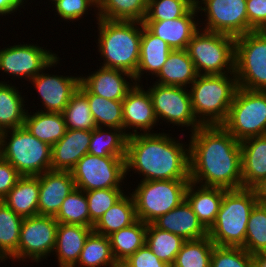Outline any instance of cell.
I'll list each match as a JSON object with an SVG mask.
<instances>
[{
	"mask_svg": "<svg viewBox=\"0 0 266 267\" xmlns=\"http://www.w3.org/2000/svg\"><path fill=\"white\" fill-rule=\"evenodd\" d=\"M234 74L239 88L266 91V31L235 37Z\"/></svg>",
	"mask_w": 266,
	"mask_h": 267,
	"instance_id": "cell-10",
	"label": "cell"
},
{
	"mask_svg": "<svg viewBox=\"0 0 266 267\" xmlns=\"http://www.w3.org/2000/svg\"><path fill=\"white\" fill-rule=\"evenodd\" d=\"M130 195V196H129ZM138 220L134 200L130 191L109 208L94 224L93 231L109 236Z\"/></svg>",
	"mask_w": 266,
	"mask_h": 267,
	"instance_id": "cell-31",
	"label": "cell"
},
{
	"mask_svg": "<svg viewBox=\"0 0 266 267\" xmlns=\"http://www.w3.org/2000/svg\"><path fill=\"white\" fill-rule=\"evenodd\" d=\"M214 246L209 236L185 240L171 267H210Z\"/></svg>",
	"mask_w": 266,
	"mask_h": 267,
	"instance_id": "cell-39",
	"label": "cell"
},
{
	"mask_svg": "<svg viewBox=\"0 0 266 267\" xmlns=\"http://www.w3.org/2000/svg\"><path fill=\"white\" fill-rule=\"evenodd\" d=\"M198 73L186 49L172 50L156 78L155 83L165 86L188 88L196 79Z\"/></svg>",
	"mask_w": 266,
	"mask_h": 267,
	"instance_id": "cell-27",
	"label": "cell"
},
{
	"mask_svg": "<svg viewBox=\"0 0 266 267\" xmlns=\"http://www.w3.org/2000/svg\"><path fill=\"white\" fill-rule=\"evenodd\" d=\"M198 13L197 7L194 5L182 17L164 21H144L143 23L155 36L165 41L172 50H184L200 29Z\"/></svg>",
	"mask_w": 266,
	"mask_h": 267,
	"instance_id": "cell-18",
	"label": "cell"
},
{
	"mask_svg": "<svg viewBox=\"0 0 266 267\" xmlns=\"http://www.w3.org/2000/svg\"><path fill=\"white\" fill-rule=\"evenodd\" d=\"M74 188L71 171L49 170L39 175L38 215L55 216Z\"/></svg>",
	"mask_w": 266,
	"mask_h": 267,
	"instance_id": "cell-20",
	"label": "cell"
},
{
	"mask_svg": "<svg viewBox=\"0 0 266 267\" xmlns=\"http://www.w3.org/2000/svg\"><path fill=\"white\" fill-rule=\"evenodd\" d=\"M39 44L24 43L4 47L0 50V70L14 79L30 81L46 68L58 55ZM51 51V52H50Z\"/></svg>",
	"mask_w": 266,
	"mask_h": 267,
	"instance_id": "cell-15",
	"label": "cell"
},
{
	"mask_svg": "<svg viewBox=\"0 0 266 267\" xmlns=\"http://www.w3.org/2000/svg\"><path fill=\"white\" fill-rule=\"evenodd\" d=\"M31 114V115H30ZM24 126L37 139L47 143L51 147L65 134L66 125L62 113L37 111L28 112Z\"/></svg>",
	"mask_w": 266,
	"mask_h": 267,
	"instance_id": "cell-30",
	"label": "cell"
},
{
	"mask_svg": "<svg viewBox=\"0 0 266 267\" xmlns=\"http://www.w3.org/2000/svg\"><path fill=\"white\" fill-rule=\"evenodd\" d=\"M91 130H68L52 146L51 170L71 171L77 162L88 153Z\"/></svg>",
	"mask_w": 266,
	"mask_h": 267,
	"instance_id": "cell-21",
	"label": "cell"
},
{
	"mask_svg": "<svg viewBox=\"0 0 266 267\" xmlns=\"http://www.w3.org/2000/svg\"><path fill=\"white\" fill-rule=\"evenodd\" d=\"M254 255L266 252V206L257 203L252 209L247 223L245 244L242 246Z\"/></svg>",
	"mask_w": 266,
	"mask_h": 267,
	"instance_id": "cell-42",
	"label": "cell"
},
{
	"mask_svg": "<svg viewBox=\"0 0 266 267\" xmlns=\"http://www.w3.org/2000/svg\"><path fill=\"white\" fill-rule=\"evenodd\" d=\"M149 0H98V18L144 22Z\"/></svg>",
	"mask_w": 266,
	"mask_h": 267,
	"instance_id": "cell-36",
	"label": "cell"
},
{
	"mask_svg": "<svg viewBox=\"0 0 266 267\" xmlns=\"http://www.w3.org/2000/svg\"><path fill=\"white\" fill-rule=\"evenodd\" d=\"M78 89L87 97L97 127L123 130L122 101L108 100L92 94L81 82Z\"/></svg>",
	"mask_w": 266,
	"mask_h": 267,
	"instance_id": "cell-33",
	"label": "cell"
},
{
	"mask_svg": "<svg viewBox=\"0 0 266 267\" xmlns=\"http://www.w3.org/2000/svg\"><path fill=\"white\" fill-rule=\"evenodd\" d=\"M189 135L191 182L227 190L243 188L239 141L222 125L200 126Z\"/></svg>",
	"mask_w": 266,
	"mask_h": 267,
	"instance_id": "cell-1",
	"label": "cell"
},
{
	"mask_svg": "<svg viewBox=\"0 0 266 267\" xmlns=\"http://www.w3.org/2000/svg\"><path fill=\"white\" fill-rule=\"evenodd\" d=\"M198 75L234 73L235 37L199 29L186 48Z\"/></svg>",
	"mask_w": 266,
	"mask_h": 267,
	"instance_id": "cell-7",
	"label": "cell"
},
{
	"mask_svg": "<svg viewBox=\"0 0 266 267\" xmlns=\"http://www.w3.org/2000/svg\"><path fill=\"white\" fill-rule=\"evenodd\" d=\"M59 61L60 58L57 56L44 70L29 81L34 85L33 89L37 90L38 99L41 98V106H44V110L38 109V111L62 113L72 95L79 88L80 76L45 73V70L58 66Z\"/></svg>",
	"mask_w": 266,
	"mask_h": 267,
	"instance_id": "cell-16",
	"label": "cell"
},
{
	"mask_svg": "<svg viewBox=\"0 0 266 267\" xmlns=\"http://www.w3.org/2000/svg\"><path fill=\"white\" fill-rule=\"evenodd\" d=\"M222 126L239 142L266 135V91L238 88Z\"/></svg>",
	"mask_w": 266,
	"mask_h": 267,
	"instance_id": "cell-9",
	"label": "cell"
},
{
	"mask_svg": "<svg viewBox=\"0 0 266 267\" xmlns=\"http://www.w3.org/2000/svg\"><path fill=\"white\" fill-rule=\"evenodd\" d=\"M20 177L16 168L0 157V201L14 187Z\"/></svg>",
	"mask_w": 266,
	"mask_h": 267,
	"instance_id": "cell-49",
	"label": "cell"
},
{
	"mask_svg": "<svg viewBox=\"0 0 266 267\" xmlns=\"http://www.w3.org/2000/svg\"><path fill=\"white\" fill-rule=\"evenodd\" d=\"M58 224L54 216L35 215L23 218L18 249L10 258L12 262L29 259L38 264L51 256V253L53 255Z\"/></svg>",
	"mask_w": 266,
	"mask_h": 267,
	"instance_id": "cell-12",
	"label": "cell"
},
{
	"mask_svg": "<svg viewBox=\"0 0 266 267\" xmlns=\"http://www.w3.org/2000/svg\"><path fill=\"white\" fill-rule=\"evenodd\" d=\"M190 180L140 181L130 193L137 218L146 224L171 211L185 200Z\"/></svg>",
	"mask_w": 266,
	"mask_h": 267,
	"instance_id": "cell-8",
	"label": "cell"
},
{
	"mask_svg": "<svg viewBox=\"0 0 266 267\" xmlns=\"http://www.w3.org/2000/svg\"><path fill=\"white\" fill-rule=\"evenodd\" d=\"M193 112L201 126L222 125L238 87L234 73L198 75L188 87Z\"/></svg>",
	"mask_w": 266,
	"mask_h": 267,
	"instance_id": "cell-4",
	"label": "cell"
},
{
	"mask_svg": "<svg viewBox=\"0 0 266 267\" xmlns=\"http://www.w3.org/2000/svg\"><path fill=\"white\" fill-rule=\"evenodd\" d=\"M243 188H251L266 177V135L240 142Z\"/></svg>",
	"mask_w": 266,
	"mask_h": 267,
	"instance_id": "cell-26",
	"label": "cell"
},
{
	"mask_svg": "<svg viewBox=\"0 0 266 267\" xmlns=\"http://www.w3.org/2000/svg\"><path fill=\"white\" fill-rule=\"evenodd\" d=\"M172 49L158 36H155L142 22L140 57L134 75L136 84H141L144 74L156 76L164 66ZM148 73V74H147Z\"/></svg>",
	"mask_w": 266,
	"mask_h": 267,
	"instance_id": "cell-24",
	"label": "cell"
},
{
	"mask_svg": "<svg viewBox=\"0 0 266 267\" xmlns=\"http://www.w3.org/2000/svg\"><path fill=\"white\" fill-rule=\"evenodd\" d=\"M27 1L28 0H0V17L1 16L6 17V15L8 16L10 14L14 15L15 14L14 12L17 13V10L21 12L20 11L21 7L24 9L25 8L24 6L26 5L23 4L28 3Z\"/></svg>",
	"mask_w": 266,
	"mask_h": 267,
	"instance_id": "cell-50",
	"label": "cell"
},
{
	"mask_svg": "<svg viewBox=\"0 0 266 267\" xmlns=\"http://www.w3.org/2000/svg\"><path fill=\"white\" fill-rule=\"evenodd\" d=\"M184 239L171 232L157 228L153 223L147 224L146 242L149 249L170 267L181 249Z\"/></svg>",
	"mask_w": 266,
	"mask_h": 267,
	"instance_id": "cell-38",
	"label": "cell"
},
{
	"mask_svg": "<svg viewBox=\"0 0 266 267\" xmlns=\"http://www.w3.org/2000/svg\"><path fill=\"white\" fill-rule=\"evenodd\" d=\"M52 147L34 137L25 126L0 133V157L21 176H39L51 170Z\"/></svg>",
	"mask_w": 266,
	"mask_h": 267,
	"instance_id": "cell-6",
	"label": "cell"
},
{
	"mask_svg": "<svg viewBox=\"0 0 266 267\" xmlns=\"http://www.w3.org/2000/svg\"><path fill=\"white\" fill-rule=\"evenodd\" d=\"M152 84L147 90L151 96L158 123L163 120L173 126L189 127L187 129H190L191 133L201 126L193 112L188 88L165 86L155 82Z\"/></svg>",
	"mask_w": 266,
	"mask_h": 267,
	"instance_id": "cell-13",
	"label": "cell"
},
{
	"mask_svg": "<svg viewBox=\"0 0 266 267\" xmlns=\"http://www.w3.org/2000/svg\"><path fill=\"white\" fill-rule=\"evenodd\" d=\"M153 224L161 230L181 236L184 240H195L208 236V230L198 220L186 200L160 216Z\"/></svg>",
	"mask_w": 266,
	"mask_h": 267,
	"instance_id": "cell-22",
	"label": "cell"
},
{
	"mask_svg": "<svg viewBox=\"0 0 266 267\" xmlns=\"http://www.w3.org/2000/svg\"><path fill=\"white\" fill-rule=\"evenodd\" d=\"M80 82L92 94L115 101H123L127 93L136 84L134 76L131 74L122 70L105 68L101 66L99 69L95 70L93 73H89L86 76L80 74Z\"/></svg>",
	"mask_w": 266,
	"mask_h": 267,
	"instance_id": "cell-19",
	"label": "cell"
},
{
	"mask_svg": "<svg viewBox=\"0 0 266 267\" xmlns=\"http://www.w3.org/2000/svg\"><path fill=\"white\" fill-rule=\"evenodd\" d=\"M129 267H170L161 261L145 244L124 261Z\"/></svg>",
	"mask_w": 266,
	"mask_h": 267,
	"instance_id": "cell-48",
	"label": "cell"
},
{
	"mask_svg": "<svg viewBox=\"0 0 266 267\" xmlns=\"http://www.w3.org/2000/svg\"><path fill=\"white\" fill-rule=\"evenodd\" d=\"M2 202L23 218L38 215L39 176H21Z\"/></svg>",
	"mask_w": 266,
	"mask_h": 267,
	"instance_id": "cell-28",
	"label": "cell"
},
{
	"mask_svg": "<svg viewBox=\"0 0 266 267\" xmlns=\"http://www.w3.org/2000/svg\"><path fill=\"white\" fill-rule=\"evenodd\" d=\"M147 224L137 220L132 225L109 235L113 256L117 263L124 262L146 242Z\"/></svg>",
	"mask_w": 266,
	"mask_h": 267,
	"instance_id": "cell-32",
	"label": "cell"
},
{
	"mask_svg": "<svg viewBox=\"0 0 266 267\" xmlns=\"http://www.w3.org/2000/svg\"><path fill=\"white\" fill-rule=\"evenodd\" d=\"M23 217L0 201V262L17 252Z\"/></svg>",
	"mask_w": 266,
	"mask_h": 267,
	"instance_id": "cell-37",
	"label": "cell"
},
{
	"mask_svg": "<svg viewBox=\"0 0 266 267\" xmlns=\"http://www.w3.org/2000/svg\"><path fill=\"white\" fill-rule=\"evenodd\" d=\"M127 138L122 129L96 127L91 130L88 153L99 157L126 156Z\"/></svg>",
	"mask_w": 266,
	"mask_h": 267,
	"instance_id": "cell-35",
	"label": "cell"
},
{
	"mask_svg": "<svg viewBox=\"0 0 266 267\" xmlns=\"http://www.w3.org/2000/svg\"><path fill=\"white\" fill-rule=\"evenodd\" d=\"M255 267H266V252H259L253 255Z\"/></svg>",
	"mask_w": 266,
	"mask_h": 267,
	"instance_id": "cell-52",
	"label": "cell"
},
{
	"mask_svg": "<svg viewBox=\"0 0 266 267\" xmlns=\"http://www.w3.org/2000/svg\"><path fill=\"white\" fill-rule=\"evenodd\" d=\"M92 227L59 223L53 255L58 259V267H74L80 257Z\"/></svg>",
	"mask_w": 266,
	"mask_h": 267,
	"instance_id": "cell-23",
	"label": "cell"
},
{
	"mask_svg": "<svg viewBox=\"0 0 266 267\" xmlns=\"http://www.w3.org/2000/svg\"><path fill=\"white\" fill-rule=\"evenodd\" d=\"M210 267H255L254 257L243 247L214 246Z\"/></svg>",
	"mask_w": 266,
	"mask_h": 267,
	"instance_id": "cell-45",
	"label": "cell"
},
{
	"mask_svg": "<svg viewBox=\"0 0 266 267\" xmlns=\"http://www.w3.org/2000/svg\"><path fill=\"white\" fill-rule=\"evenodd\" d=\"M75 188L85 192L123 188L126 176V156L99 157L87 153L71 170ZM123 183V184H122Z\"/></svg>",
	"mask_w": 266,
	"mask_h": 267,
	"instance_id": "cell-11",
	"label": "cell"
},
{
	"mask_svg": "<svg viewBox=\"0 0 266 267\" xmlns=\"http://www.w3.org/2000/svg\"><path fill=\"white\" fill-rule=\"evenodd\" d=\"M109 237L92 231L74 267H116Z\"/></svg>",
	"mask_w": 266,
	"mask_h": 267,
	"instance_id": "cell-34",
	"label": "cell"
},
{
	"mask_svg": "<svg viewBox=\"0 0 266 267\" xmlns=\"http://www.w3.org/2000/svg\"><path fill=\"white\" fill-rule=\"evenodd\" d=\"M195 5L205 14L199 21L201 29L233 37L248 33L246 0H195Z\"/></svg>",
	"mask_w": 266,
	"mask_h": 267,
	"instance_id": "cell-14",
	"label": "cell"
},
{
	"mask_svg": "<svg viewBox=\"0 0 266 267\" xmlns=\"http://www.w3.org/2000/svg\"><path fill=\"white\" fill-rule=\"evenodd\" d=\"M62 114L68 130H93L97 127L87 97L79 89L72 95Z\"/></svg>",
	"mask_w": 266,
	"mask_h": 267,
	"instance_id": "cell-41",
	"label": "cell"
},
{
	"mask_svg": "<svg viewBox=\"0 0 266 267\" xmlns=\"http://www.w3.org/2000/svg\"><path fill=\"white\" fill-rule=\"evenodd\" d=\"M170 135L156 131L129 136L126 175L134 171L142 175L140 181L190 180L189 142L185 145Z\"/></svg>",
	"mask_w": 266,
	"mask_h": 267,
	"instance_id": "cell-2",
	"label": "cell"
},
{
	"mask_svg": "<svg viewBox=\"0 0 266 267\" xmlns=\"http://www.w3.org/2000/svg\"><path fill=\"white\" fill-rule=\"evenodd\" d=\"M116 267H129L125 262H120Z\"/></svg>",
	"mask_w": 266,
	"mask_h": 267,
	"instance_id": "cell-53",
	"label": "cell"
},
{
	"mask_svg": "<svg viewBox=\"0 0 266 267\" xmlns=\"http://www.w3.org/2000/svg\"><path fill=\"white\" fill-rule=\"evenodd\" d=\"M98 54L101 67L136 74L140 57L142 22L98 18Z\"/></svg>",
	"mask_w": 266,
	"mask_h": 267,
	"instance_id": "cell-3",
	"label": "cell"
},
{
	"mask_svg": "<svg viewBox=\"0 0 266 267\" xmlns=\"http://www.w3.org/2000/svg\"><path fill=\"white\" fill-rule=\"evenodd\" d=\"M258 203H266V177L260 179L251 187Z\"/></svg>",
	"mask_w": 266,
	"mask_h": 267,
	"instance_id": "cell-51",
	"label": "cell"
},
{
	"mask_svg": "<svg viewBox=\"0 0 266 267\" xmlns=\"http://www.w3.org/2000/svg\"><path fill=\"white\" fill-rule=\"evenodd\" d=\"M122 107L123 131L128 137L139 133H155L152 129L155 125L158 126V120L151 96L142 84H135L127 93L122 101Z\"/></svg>",
	"mask_w": 266,
	"mask_h": 267,
	"instance_id": "cell-17",
	"label": "cell"
},
{
	"mask_svg": "<svg viewBox=\"0 0 266 267\" xmlns=\"http://www.w3.org/2000/svg\"><path fill=\"white\" fill-rule=\"evenodd\" d=\"M124 188L97 189L85 192L90 215V227L126 193Z\"/></svg>",
	"mask_w": 266,
	"mask_h": 267,
	"instance_id": "cell-44",
	"label": "cell"
},
{
	"mask_svg": "<svg viewBox=\"0 0 266 267\" xmlns=\"http://www.w3.org/2000/svg\"><path fill=\"white\" fill-rule=\"evenodd\" d=\"M0 81V133L24 126L27 109L19 88L11 83Z\"/></svg>",
	"mask_w": 266,
	"mask_h": 267,
	"instance_id": "cell-29",
	"label": "cell"
},
{
	"mask_svg": "<svg viewBox=\"0 0 266 267\" xmlns=\"http://www.w3.org/2000/svg\"><path fill=\"white\" fill-rule=\"evenodd\" d=\"M54 6V7H53ZM54 12L58 17L67 22H76L84 18V15L88 14V11L94 8L96 14V21L98 20L97 7L98 0H57L52 5ZM91 7V8H90ZM55 8V9H54Z\"/></svg>",
	"mask_w": 266,
	"mask_h": 267,
	"instance_id": "cell-46",
	"label": "cell"
},
{
	"mask_svg": "<svg viewBox=\"0 0 266 267\" xmlns=\"http://www.w3.org/2000/svg\"><path fill=\"white\" fill-rule=\"evenodd\" d=\"M195 0H149L144 21H164L184 16Z\"/></svg>",
	"mask_w": 266,
	"mask_h": 267,
	"instance_id": "cell-43",
	"label": "cell"
},
{
	"mask_svg": "<svg viewBox=\"0 0 266 267\" xmlns=\"http://www.w3.org/2000/svg\"><path fill=\"white\" fill-rule=\"evenodd\" d=\"M257 200L251 188L226 190L208 236L216 246L242 247L247 223Z\"/></svg>",
	"mask_w": 266,
	"mask_h": 267,
	"instance_id": "cell-5",
	"label": "cell"
},
{
	"mask_svg": "<svg viewBox=\"0 0 266 267\" xmlns=\"http://www.w3.org/2000/svg\"><path fill=\"white\" fill-rule=\"evenodd\" d=\"M52 1V2H51ZM55 1H57V0H50L49 2H51V4H53Z\"/></svg>",
	"mask_w": 266,
	"mask_h": 267,
	"instance_id": "cell-54",
	"label": "cell"
},
{
	"mask_svg": "<svg viewBox=\"0 0 266 267\" xmlns=\"http://www.w3.org/2000/svg\"><path fill=\"white\" fill-rule=\"evenodd\" d=\"M248 33L266 31V0H246Z\"/></svg>",
	"mask_w": 266,
	"mask_h": 267,
	"instance_id": "cell-47",
	"label": "cell"
},
{
	"mask_svg": "<svg viewBox=\"0 0 266 267\" xmlns=\"http://www.w3.org/2000/svg\"><path fill=\"white\" fill-rule=\"evenodd\" d=\"M226 190L220 187L200 186L191 181L186 189L185 200L207 230L216 221Z\"/></svg>",
	"mask_w": 266,
	"mask_h": 267,
	"instance_id": "cell-25",
	"label": "cell"
},
{
	"mask_svg": "<svg viewBox=\"0 0 266 267\" xmlns=\"http://www.w3.org/2000/svg\"><path fill=\"white\" fill-rule=\"evenodd\" d=\"M54 217L58 223L90 227V215L85 191L74 188L64 199Z\"/></svg>",
	"mask_w": 266,
	"mask_h": 267,
	"instance_id": "cell-40",
	"label": "cell"
}]
</instances>
